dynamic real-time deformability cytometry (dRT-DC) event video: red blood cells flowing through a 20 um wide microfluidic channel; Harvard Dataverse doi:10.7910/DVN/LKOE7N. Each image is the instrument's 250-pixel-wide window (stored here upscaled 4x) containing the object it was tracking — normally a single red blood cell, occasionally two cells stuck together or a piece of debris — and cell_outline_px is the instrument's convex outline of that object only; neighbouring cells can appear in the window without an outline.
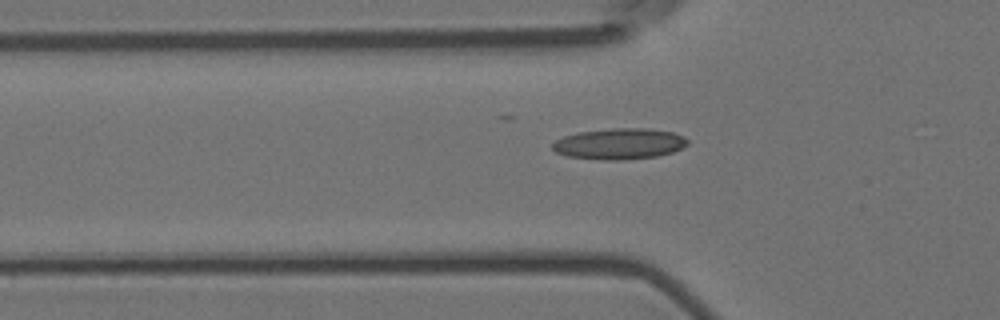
{"species": "Egyptian fruit bat (a non-hibernating species)", "species_latin": "Rousettus aegyptiacus", "temperature_condition": "room temperature", "stored_images_in_passage": 35, "camera_frame_rate_fps": 3000, "um_per_image_px": 0.085, "animal": {"sex": "female"}, "frame": {"image": 1, "passage_image": 17, "time_ms": 5.333, "image_size_px": [1000, 320], "cell_outline_px": [[688, 144], [672, 152], [656, 156], [624, 160], [600, 160], [568, 156], [556, 152], [552, 148], [552, 144], [556, 140], [564, 136], [580, 132], [612, 128], [648, 128], [672, 132], [684, 136], [688, 140]], "centroid_in_image_um": [52.65, 12.22], "position_along_channel_um": 73.2, "area_um2": 24.33}}
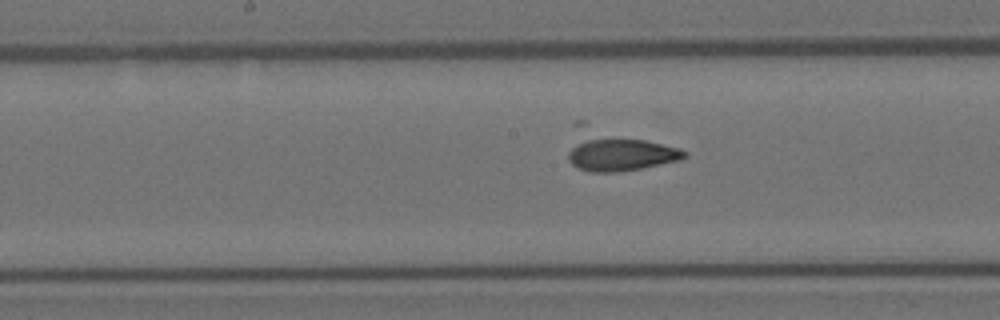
{"frame": {"image": 2, "passage_image": 27, "time_ms": 8.667, "image_size_px": [1000, 320], "cell_outline_px": [[688, 156], [680, 160], [640, 168], [616, 172], [592, 172], [580, 168], [572, 164], [568, 160], [568, 152], [572, 148], [588, 136], [592, 136], [648, 140], [680, 148], [688, 152]], "centroid_in_image_um": [52.83, 13.1], "position_along_channel_um": 195.4, "area_um2": 22.37}}
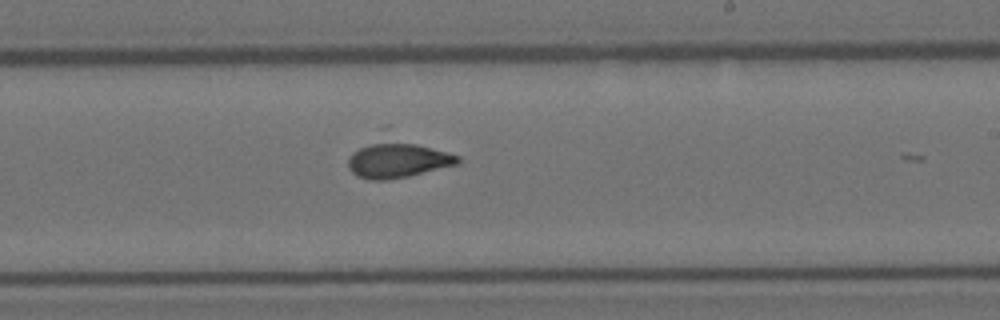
{"frame": {"image": 3, "passage_image": 32, "time_ms": 10.333, "image_size_px": [1000, 320], "cell_outline_px": [[460, 164], [408, 176], [384, 180], [368, 180], [356, 176], [348, 168], [348, 156], [352, 152], [360, 148], [372, 144], [388, 140], [416, 144], [460, 156]], "centroid_in_image_um": [33.78, 13.64], "position_along_channel_um": 255.2, "area_um2": 22.31}}